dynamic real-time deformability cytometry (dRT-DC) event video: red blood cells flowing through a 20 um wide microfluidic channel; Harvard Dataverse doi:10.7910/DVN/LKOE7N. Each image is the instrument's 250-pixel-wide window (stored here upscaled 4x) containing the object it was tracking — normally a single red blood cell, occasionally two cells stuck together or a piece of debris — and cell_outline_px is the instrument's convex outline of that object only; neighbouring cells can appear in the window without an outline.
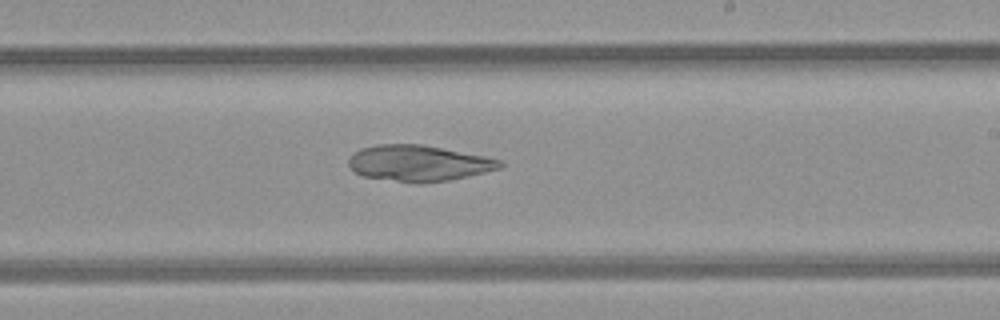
{"species": "common noctule bat (a hibernating species)", "species_latin": "Nyctalus noctula", "temperature_condition": "room temperature", "stored_images_in_passage": 7, "segment_of_instrument_passage": [1, 2], "camera_frame_rate_fps": 3000, "um_per_image_px": 0.085, "animal": {"sex": "female", "body_mass_g": 21.9}, "frame": {"image": 1, "passage_image": 6, "time_ms": 6.667, "image_size_px": [1000, 320], "cell_outline_px": [[504, 164], [500, 168], [468, 176], [448, 180], [420, 184], [416, 184], [364, 176], [352, 172], [348, 164], [348, 160], [352, 152], [360, 148], [376, 144], [420, 144], [484, 156], [504, 160]], "centroid_in_image_um": [35.54, 13.87], "position_along_channel_um": 253.5, "area_um2": 31.96}}